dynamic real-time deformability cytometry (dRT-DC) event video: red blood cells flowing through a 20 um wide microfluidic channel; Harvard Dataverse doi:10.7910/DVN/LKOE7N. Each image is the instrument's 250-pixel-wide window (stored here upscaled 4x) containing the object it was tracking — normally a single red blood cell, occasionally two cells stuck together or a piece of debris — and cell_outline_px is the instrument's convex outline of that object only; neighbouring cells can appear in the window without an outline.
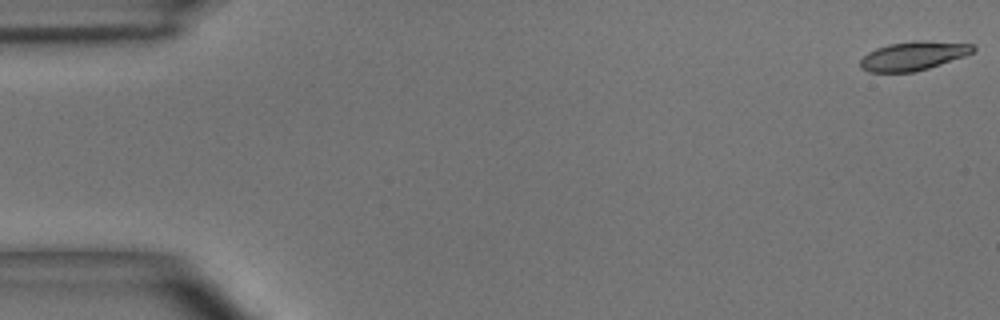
{"species": "common noctule bat (a hibernating species)", "species_latin": "Nyctalus noctula", "temperature_condition": "room temperature", "stored_images_in_passage": 51, "camera_frame_rate_fps": 3000, "um_per_image_px": 0.085, "animal": {"sex": "male", "body_mass_g": 15.6}, "frame": {"image": 1, "passage_image": 1, "time_ms": 0.0, "image_size_px": [1000, 320], "cell_outline_px": [[976, 48], [972, 52], [964, 56], [916, 72], [868, 72], [860, 68], [860, 60], [868, 52], [876, 48], [888, 44], [916, 40], [920, 40], [972, 44]], "centroid_in_image_um": [77.59, 4.75], "position_along_channel_um": 7.4, "area_um2": 18.9}}
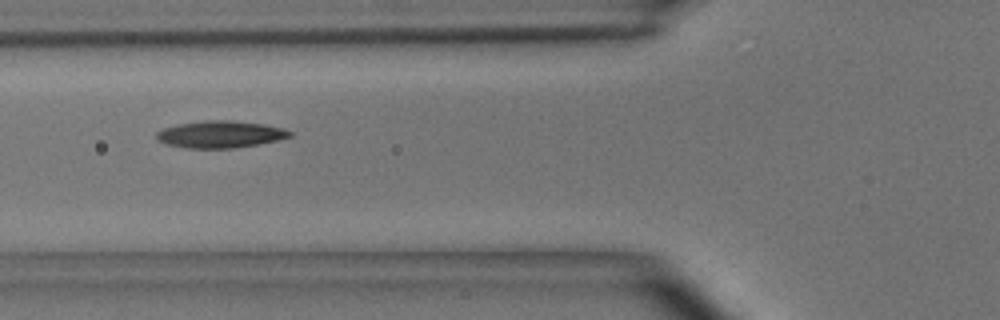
{"frame": {"image": 2, "passage_image": 19, "time_ms": 6.0, "image_size_px": [1000, 320], "cell_outline_px": [[292, 136], [276, 140], [236, 148], [188, 148], [168, 144], [156, 140], [156, 132], [164, 128], [176, 124], [204, 120], [232, 120], [264, 124], [284, 128], [292, 132]], "centroid_in_image_um": [18.71, 11.4], "position_along_channel_um": 107.1, "area_um2": 20.98}}
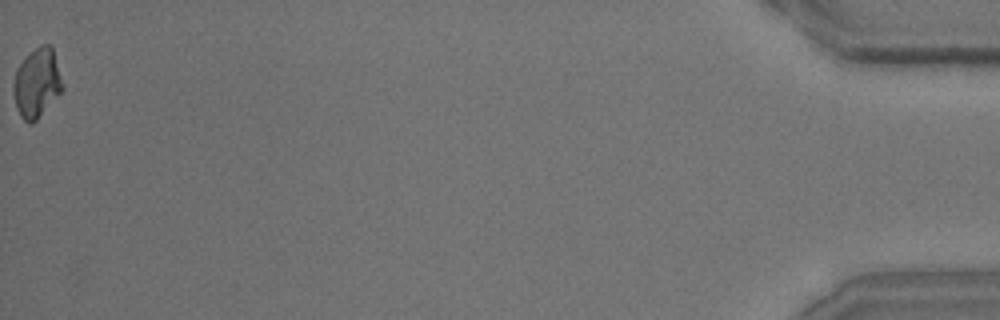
{"frame": {"image": 3, "passage_image": 51, "time_ms": 16.667, "image_size_px": [1000, 320], "cell_outline_px": [[64, 88], [36, 120], [32, 124], [28, 124], [20, 116], [16, 108], [12, 92], [12, 84], [16, 68], [40, 44], [48, 44], [52, 48], [64, 84]], "centroid_in_image_um": [3.12, 7.08], "position_along_channel_um": 432.1, "area_um2": 19.71}, "authors_computed_cell_mechanics": {"area_um2": 19.941, "velocity_mm_per_s": 3.9421, "shape_relaxation_time_tau1_ms": 4.2418, "shape_relaxation_time_tau2_ms": 3.8699, "deformation_change_tau1": 0.1546, "deformation_change_tau2": 0.1177}}